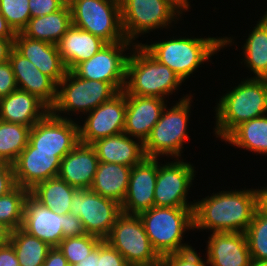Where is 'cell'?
I'll list each match as a JSON object with an SVG mask.
<instances>
[{"label": "cell", "instance_id": "obj_1", "mask_svg": "<svg viewBox=\"0 0 267 266\" xmlns=\"http://www.w3.org/2000/svg\"><path fill=\"white\" fill-rule=\"evenodd\" d=\"M212 194L194 201L193 230L244 233L256 211L254 189Z\"/></svg>", "mask_w": 267, "mask_h": 266}, {"label": "cell", "instance_id": "obj_2", "mask_svg": "<svg viewBox=\"0 0 267 266\" xmlns=\"http://www.w3.org/2000/svg\"><path fill=\"white\" fill-rule=\"evenodd\" d=\"M242 80L215 107L216 138L224 140L241 123L267 114V78Z\"/></svg>", "mask_w": 267, "mask_h": 266}, {"label": "cell", "instance_id": "obj_3", "mask_svg": "<svg viewBox=\"0 0 267 266\" xmlns=\"http://www.w3.org/2000/svg\"><path fill=\"white\" fill-rule=\"evenodd\" d=\"M232 37L170 38L141 46L159 63L168 66L184 82L201 64L217 54L222 48L231 46Z\"/></svg>", "mask_w": 267, "mask_h": 266}, {"label": "cell", "instance_id": "obj_4", "mask_svg": "<svg viewBox=\"0 0 267 266\" xmlns=\"http://www.w3.org/2000/svg\"><path fill=\"white\" fill-rule=\"evenodd\" d=\"M132 51L126 64L123 90L126 95L166 99L180 88L181 78L168 66L159 63L141 44L133 46Z\"/></svg>", "mask_w": 267, "mask_h": 266}, {"label": "cell", "instance_id": "obj_5", "mask_svg": "<svg viewBox=\"0 0 267 266\" xmlns=\"http://www.w3.org/2000/svg\"><path fill=\"white\" fill-rule=\"evenodd\" d=\"M193 208L153 206L138 214L153 249L160 257L192 247L182 243V238L186 230H193Z\"/></svg>", "mask_w": 267, "mask_h": 266}, {"label": "cell", "instance_id": "obj_6", "mask_svg": "<svg viewBox=\"0 0 267 266\" xmlns=\"http://www.w3.org/2000/svg\"><path fill=\"white\" fill-rule=\"evenodd\" d=\"M192 95L179 99V102L170 109L164 108L159 121L151 130L149 137L144 142L145 155L148 158H157L160 156H170L181 158L183 145L189 140L188 122L190 117V108ZM168 108V109H167Z\"/></svg>", "mask_w": 267, "mask_h": 266}, {"label": "cell", "instance_id": "obj_7", "mask_svg": "<svg viewBox=\"0 0 267 266\" xmlns=\"http://www.w3.org/2000/svg\"><path fill=\"white\" fill-rule=\"evenodd\" d=\"M117 93L110 83L86 80L67 70L65 77L58 83L57 100L50 111L57 117L71 119L62 113L70 115V112H82L85 115Z\"/></svg>", "mask_w": 267, "mask_h": 266}, {"label": "cell", "instance_id": "obj_8", "mask_svg": "<svg viewBox=\"0 0 267 266\" xmlns=\"http://www.w3.org/2000/svg\"><path fill=\"white\" fill-rule=\"evenodd\" d=\"M72 25L106 43L127 41L122 28L120 0H68Z\"/></svg>", "mask_w": 267, "mask_h": 266}, {"label": "cell", "instance_id": "obj_9", "mask_svg": "<svg viewBox=\"0 0 267 266\" xmlns=\"http://www.w3.org/2000/svg\"><path fill=\"white\" fill-rule=\"evenodd\" d=\"M120 5L123 32L132 43L141 34L169 28L182 16L169 0H120Z\"/></svg>", "mask_w": 267, "mask_h": 266}, {"label": "cell", "instance_id": "obj_10", "mask_svg": "<svg viewBox=\"0 0 267 266\" xmlns=\"http://www.w3.org/2000/svg\"><path fill=\"white\" fill-rule=\"evenodd\" d=\"M104 240L130 266H161V257L153 249L139 215L122 212Z\"/></svg>", "mask_w": 267, "mask_h": 266}, {"label": "cell", "instance_id": "obj_11", "mask_svg": "<svg viewBox=\"0 0 267 266\" xmlns=\"http://www.w3.org/2000/svg\"><path fill=\"white\" fill-rule=\"evenodd\" d=\"M139 45L131 41L107 43L90 59L77 64L71 71L86 80L110 83L118 92L124 90L129 47Z\"/></svg>", "mask_w": 267, "mask_h": 266}, {"label": "cell", "instance_id": "obj_12", "mask_svg": "<svg viewBox=\"0 0 267 266\" xmlns=\"http://www.w3.org/2000/svg\"><path fill=\"white\" fill-rule=\"evenodd\" d=\"M70 212L80 218L86 234L104 240L122 213V209L121 204L112 199L105 198L90 189H78L73 194Z\"/></svg>", "mask_w": 267, "mask_h": 266}, {"label": "cell", "instance_id": "obj_13", "mask_svg": "<svg viewBox=\"0 0 267 266\" xmlns=\"http://www.w3.org/2000/svg\"><path fill=\"white\" fill-rule=\"evenodd\" d=\"M180 159L159 164L154 190L155 207H194L187 195L195 177L194 166ZM188 202V203H187Z\"/></svg>", "mask_w": 267, "mask_h": 266}, {"label": "cell", "instance_id": "obj_14", "mask_svg": "<svg viewBox=\"0 0 267 266\" xmlns=\"http://www.w3.org/2000/svg\"><path fill=\"white\" fill-rule=\"evenodd\" d=\"M28 143L36 151L59 152L62 160L79 142V125L49 111L30 130Z\"/></svg>", "mask_w": 267, "mask_h": 266}, {"label": "cell", "instance_id": "obj_15", "mask_svg": "<svg viewBox=\"0 0 267 266\" xmlns=\"http://www.w3.org/2000/svg\"><path fill=\"white\" fill-rule=\"evenodd\" d=\"M126 114V94L119 91L110 100L90 111L79 125V142L91 145L95 141L123 133Z\"/></svg>", "mask_w": 267, "mask_h": 266}, {"label": "cell", "instance_id": "obj_16", "mask_svg": "<svg viewBox=\"0 0 267 266\" xmlns=\"http://www.w3.org/2000/svg\"><path fill=\"white\" fill-rule=\"evenodd\" d=\"M12 165L16 185L30 191L38 183L58 176L61 159L59 152L36 151L28 143Z\"/></svg>", "mask_w": 267, "mask_h": 266}, {"label": "cell", "instance_id": "obj_17", "mask_svg": "<svg viewBox=\"0 0 267 266\" xmlns=\"http://www.w3.org/2000/svg\"><path fill=\"white\" fill-rule=\"evenodd\" d=\"M157 173V158L146 157L141 163L132 167L128 189L121 204L122 212L138 215L154 206Z\"/></svg>", "mask_w": 267, "mask_h": 266}, {"label": "cell", "instance_id": "obj_18", "mask_svg": "<svg viewBox=\"0 0 267 266\" xmlns=\"http://www.w3.org/2000/svg\"><path fill=\"white\" fill-rule=\"evenodd\" d=\"M9 62L18 89L36 96L51 109L57 100L58 84L14 48L10 53Z\"/></svg>", "mask_w": 267, "mask_h": 266}, {"label": "cell", "instance_id": "obj_19", "mask_svg": "<svg viewBox=\"0 0 267 266\" xmlns=\"http://www.w3.org/2000/svg\"><path fill=\"white\" fill-rule=\"evenodd\" d=\"M64 215L42 205L30 193L24 203L22 229L28 234L57 247L64 239L62 226Z\"/></svg>", "mask_w": 267, "mask_h": 266}, {"label": "cell", "instance_id": "obj_20", "mask_svg": "<svg viewBox=\"0 0 267 266\" xmlns=\"http://www.w3.org/2000/svg\"><path fill=\"white\" fill-rule=\"evenodd\" d=\"M166 107L165 99L126 95V114L123 132L143 143Z\"/></svg>", "mask_w": 267, "mask_h": 266}, {"label": "cell", "instance_id": "obj_21", "mask_svg": "<svg viewBox=\"0 0 267 266\" xmlns=\"http://www.w3.org/2000/svg\"><path fill=\"white\" fill-rule=\"evenodd\" d=\"M208 238L209 266H250L252 258L245 233L212 232Z\"/></svg>", "mask_w": 267, "mask_h": 266}, {"label": "cell", "instance_id": "obj_22", "mask_svg": "<svg viewBox=\"0 0 267 266\" xmlns=\"http://www.w3.org/2000/svg\"><path fill=\"white\" fill-rule=\"evenodd\" d=\"M14 49L57 84L65 77L67 68L56 44L34 40L19 32L15 35Z\"/></svg>", "mask_w": 267, "mask_h": 266}, {"label": "cell", "instance_id": "obj_23", "mask_svg": "<svg viewBox=\"0 0 267 266\" xmlns=\"http://www.w3.org/2000/svg\"><path fill=\"white\" fill-rule=\"evenodd\" d=\"M99 159L91 145L78 143L62 160L58 176L77 189H90Z\"/></svg>", "mask_w": 267, "mask_h": 266}, {"label": "cell", "instance_id": "obj_24", "mask_svg": "<svg viewBox=\"0 0 267 266\" xmlns=\"http://www.w3.org/2000/svg\"><path fill=\"white\" fill-rule=\"evenodd\" d=\"M50 109L36 96L15 90L0 98V120L32 127Z\"/></svg>", "mask_w": 267, "mask_h": 266}, {"label": "cell", "instance_id": "obj_25", "mask_svg": "<svg viewBox=\"0 0 267 266\" xmlns=\"http://www.w3.org/2000/svg\"><path fill=\"white\" fill-rule=\"evenodd\" d=\"M134 139L136 138L123 132L99 139L91 146L95 149L99 162L116 163L132 168L146 158L144 143Z\"/></svg>", "mask_w": 267, "mask_h": 266}, {"label": "cell", "instance_id": "obj_26", "mask_svg": "<svg viewBox=\"0 0 267 266\" xmlns=\"http://www.w3.org/2000/svg\"><path fill=\"white\" fill-rule=\"evenodd\" d=\"M107 43L88 31L72 25L57 44L67 70L90 59Z\"/></svg>", "mask_w": 267, "mask_h": 266}, {"label": "cell", "instance_id": "obj_27", "mask_svg": "<svg viewBox=\"0 0 267 266\" xmlns=\"http://www.w3.org/2000/svg\"><path fill=\"white\" fill-rule=\"evenodd\" d=\"M71 26L72 14L67 2L54 13L30 18L21 33L28 38L57 45Z\"/></svg>", "mask_w": 267, "mask_h": 266}, {"label": "cell", "instance_id": "obj_28", "mask_svg": "<svg viewBox=\"0 0 267 266\" xmlns=\"http://www.w3.org/2000/svg\"><path fill=\"white\" fill-rule=\"evenodd\" d=\"M131 169L121 164L99 162L90 190L122 204Z\"/></svg>", "mask_w": 267, "mask_h": 266}, {"label": "cell", "instance_id": "obj_29", "mask_svg": "<svg viewBox=\"0 0 267 266\" xmlns=\"http://www.w3.org/2000/svg\"><path fill=\"white\" fill-rule=\"evenodd\" d=\"M77 190L57 176L38 183L30 194L56 214L65 215L70 212L72 197Z\"/></svg>", "mask_w": 267, "mask_h": 266}, {"label": "cell", "instance_id": "obj_30", "mask_svg": "<svg viewBox=\"0 0 267 266\" xmlns=\"http://www.w3.org/2000/svg\"><path fill=\"white\" fill-rule=\"evenodd\" d=\"M243 50L245 67L251 69L253 78H267V20L263 16L249 33Z\"/></svg>", "mask_w": 267, "mask_h": 266}, {"label": "cell", "instance_id": "obj_31", "mask_svg": "<svg viewBox=\"0 0 267 266\" xmlns=\"http://www.w3.org/2000/svg\"><path fill=\"white\" fill-rule=\"evenodd\" d=\"M224 141L253 153L267 155V114L241 123Z\"/></svg>", "mask_w": 267, "mask_h": 266}, {"label": "cell", "instance_id": "obj_32", "mask_svg": "<svg viewBox=\"0 0 267 266\" xmlns=\"http://www.w3.org/2000/svg\"><path fill=\"white\" fill-rule=\"evenodd\" d=\"M10 244L16 252L20 266H43L48 251L52 248L22 228L12 231Z\"/></svg>", "mask_w": 267, "mask_h": 266}, {"label": "cell", "instance_id": "obj_33", "mask_svg": "<svg viewBox=\"0 0 267 266\" xmlns=\"http://www.w3.org/2000/svg\"><path fill=\"white\" fill-rule=\"evenodd\" d=\"M31 127L0 120V163L13 164L27 146Z\"/></svg>", "mask_w": 267, "mask_h": 266}, {"label": "cell", "instance_id": "obj_34", "mask_svg": "<svg viewBox=\"0 0 267 266\" xmlns=\"http://www.w3.org/2000/svg\"><path fill=\"white\" fill-rule=\"evenodd\" d=\"M30 191L16 186L8 194L0 197V222L12 231L22 227L24 203Z\"/></svg>", "mask_w": 267, "mask_h": 266}, {"label": "cell", "instance_id": "obj_35", "mask_svg": "<svg viewBox=\"0 0 267 266\" xmlns=\"http://www.w3.org/2000/svg\"><path fill=\"white\" fill-rule=\"evenodd\" d=\"M102 241L91 234L64 238L57 246L68 261L69 266H76L88 256Z\"/></svg>", "mask_w": 267, "mask_h": 266}, {"label": "cell", "instance_id": "obj_36", "mask_svg": "<svg viewBox=\"0 0 267 266\" xmlns=\"http://www.w3.org/2000/svg\"><path fill=\"white\" fill-rule=\"evenodd\" d=\"M252 260H267V216L255 211L252 222L244 232Z\"/></svg>", "mask_w": 267, "mask_h": 266}, {"label": "cell", "instance_id": "obj_37", "mask_svg": "<svg viewBox=\"0 0 267 266\" xmlns=\"http://www.w3.org/2000/svg\"><path fill=\"white\" fill-rule=\"evenodd\" d=\"M29 0H0V13L15 33L22 32L31 18Z\"/></svg>", "mask_w": 267, "mask_h": 266}, {"label": "cell", "instance_id": "obj_38", "mask_svg": "<svg viewBox=\"0 0 267 266\" xmlns=\"http://www.w3.org/2000/svg\"><path fill=\"white\" fill-rule=\"evenodd\" d=\"M207 259L204 261L197 254L195 248L190 247L183 251L166 254L161 257V266H206Z\"/></svg>", "mask_w": 267, "mask_h": 266}, {"label": "cell", "instance_id": "obj_39", "mask_svg": "<svg viewBox=\"0 0 267 266\" xmlns=\"http://www.w3.org/2000/svg\"><path fill=\"white\" fill-rule=\"evenodd\" d=\"M97 266H130L124 257L105 240L99 243Z\"/></svg>", "mask_w": 267, "mask_h": 266}, {"label": "cell", "instance_id": "obj_40", "mask_svg": "<svg viewBox=\"0 0 267 266\" xmlns=\"http://www.w3.org/2000/svg\"><path fill=\"white\" fill-rule=\"evenodd\" d=\"M68 0H29L31 18L45 16L60 10Z\"/></svg>", "mask_w": 267, "mask_h": 266}, {"label": "cell", "instance_id": "obj_41", "mask_svg": "<svg viewBox=\"0 0 267 266\" xmlns=\"http://www.w3.org/2000/svg\"><path fill=\"white\" fill-rule=\"evenodd\" d=\"M15 76L9 61L0 64V98L17 90Z\"/></svg>", "mask_w": 267, "mask_h": 266}, {"label": "cell", "instance_id": "obj_42", "mask_svg": "<svg viewBox=\"0 0 267 266\" xmlns=\"http://www.w3.org/2000/svg\"><path fill=\"white\" fill-rule=\"evenodd\" d=\"M61 226L64 238L83 236L86 234L80 218L73 215L71 212L64 215V223Z\"/></svg>", "mask_w": 267, "mask_h": 266}, {"label": "cell", "instance_id": "obj_43", "mask_svg": "<svg viewBox=\"0 0 267 266\" xmlns=\"http://www.w3.org/2000/svg\"><path fill=\"white\" fill-rule=\"evenodd\" d=\"M13 165L0 163V197L16 187Z\"/></svg>", "mask_w": 267, "mask_h": 266}, {"label": "cell", "instance_id": "obj_44", "mask_svg": "<svg viewBox=\"0 0 267 266\" xmlns=\"http://www.w3.org/2000/svg\"><path fill=\"white\" fill-rule=\"evenodd\" d=\"M0 266H20L16 252L10 243L0 246Z\"/></svg>", "mask_w": 267, "mask_h": 266}, {"label": "cell", "instance_id": "obj_45", "mask_svg": "<svg viewBox=\"0 0 267 266\" xmlns=\"http://www.w3.org/2000/svg\"><path fill=\"white\" fill-rule=\"evenodd\" d=\"M43 266H69L67 259L58 247H52L47 254Z\"/></svg>", "mask_w": 267, "mask_h": 266}, {"label": "cell", "instance_id": "obj_46", "mask_svg": "<svg viewBox=\"0 0 267 266\" xmlns=\"http://www.w3.org/2000/svg\"><path fill=\"white\" fill-rule=\"evenodd\" d=\"M262 188L254 189L256 212L267 216V186Z\"/></svg>", "mask_w": 267, "mask_h": 266}, {"label": "cell", "instance_id": "obj_47", "mask_svg": "<svg viewBox=\"0 0 267 266\" xmlns=\"http://www.w3.org/2000/svg\"><path fill=\"white\" fill-rule=\"evenodd\" d=\"M15 38H0V64L9 61Z\"/></svg>", "mask_w": 267, "mask_h": 266}, {"label": "cell", "instance_id": "obj_48", "mask_svg": "<svg viewBox=\"0 0 267 266\" xmlns=\"http://www.w3.org/2000/svg\"><path fill=\"white\" fill-rule=\"evenodd\" d=\"M16 33L8 25L6 19L0 13V38H15Z\"/></svg>", "mask_w": 267, "mask_h": 266}, {"label": "cell", "instance_id": "obj_49", "mask_svg": "<svg viewBox=\"0 0 267 266\" xmlns=\"http://www.w3.org/2000/svg\"><path fill=\"white\" fill-rule=\"evenodd\" d=\"M97 259H99V245L76 266H97Z\"/></svg>", "mask_w": 267, "mask_h": 266}, {"label": "cell", "instance_id": "obj_50", "mask_svg": "<svg viewBox=\"0 0 267 266\" xmlns=\"http://www.w3.org/2000/svg\"><path fill=\"white\" fill-rule=\"evenodd\" d=\"M12 230L0 222V246L10 243Z\"/></svg>", "mask_w": 267, "mask_h": 266}, {"label": "cell", "instance_id": "obj_51", "mask_svg": "<svg viewBox=\"0 0 267 266\" xmlns=\"http://www.w3.org/2000/svg\"><path fill=\"white\" fill-rule=\"evenodd\" d=\"M172 2L182 13L189 10L191 7L189 0H169Z\"/></svg>", "mask_w": 267, "mask_h": 266}, {"label": "cell", "instance_id": "obj_52", "mask_svg": "<svg viewBox=\"0 0 267 266\" xmlns=\"http://www.w3.org/2000/svg\"><path fill=\"white\" fill-rule=\"evenodd\" d=\"M250 266H267V260L266 261L252 260Z\"/></svg>", "mask_w": 267, "mask_h": 266}, {"label": "cell", "instance_id": "obj_53", "mask_svg": "<svg viewBox=\"0 0 267 266\" xmlns=\"http://www.w3.org/2000/svg\"><path fill=\"white\" fill-rule=\"evenodd\" d=\"M266 13L263 15L265 18H266V20H267V11H265Z\"/></svg>", "mask_w": 267, "mask_h": 266}]
</instances>
